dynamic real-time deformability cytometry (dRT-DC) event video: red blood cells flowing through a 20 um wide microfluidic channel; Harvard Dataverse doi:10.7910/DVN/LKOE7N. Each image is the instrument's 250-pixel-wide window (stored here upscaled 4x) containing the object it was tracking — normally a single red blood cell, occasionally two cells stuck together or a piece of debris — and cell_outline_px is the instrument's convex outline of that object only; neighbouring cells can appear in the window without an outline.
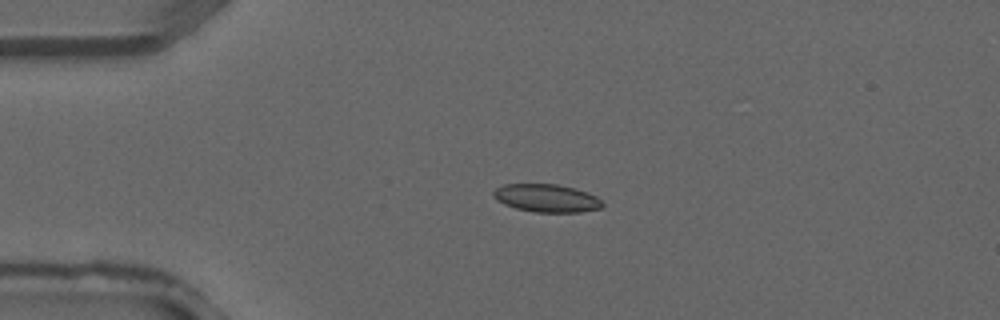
{"species": "common noctule bat (a hibernating species)", "species_latin": "Nyctalus noctula", "temperature_condition": "warm", "stored_images_in_passage": 3, "camera_frame_rate_fps": 3000, "um_per_image_px": 0.085, "animal": {"sex": "male", "forearm_length_mm": 52.5}, "frame": {"image": 1, "passage_image": 2, "time_ms": 0.333, "image_size_px": [1000, 320], "cell_outline_px": [[604, 204], [600, 208], [580, 212], [536, 212], [516, 208], [504, 204], [496, 200], [492, 196], [492, 192], [496, 188], [504, 184], [556, 184], [576, 188], [588, 192], [596, 196]], "centroid_in_image_um": [46.44, 16.83], "position_along_channel_um": 38.6, "area_um2": 17.8}}